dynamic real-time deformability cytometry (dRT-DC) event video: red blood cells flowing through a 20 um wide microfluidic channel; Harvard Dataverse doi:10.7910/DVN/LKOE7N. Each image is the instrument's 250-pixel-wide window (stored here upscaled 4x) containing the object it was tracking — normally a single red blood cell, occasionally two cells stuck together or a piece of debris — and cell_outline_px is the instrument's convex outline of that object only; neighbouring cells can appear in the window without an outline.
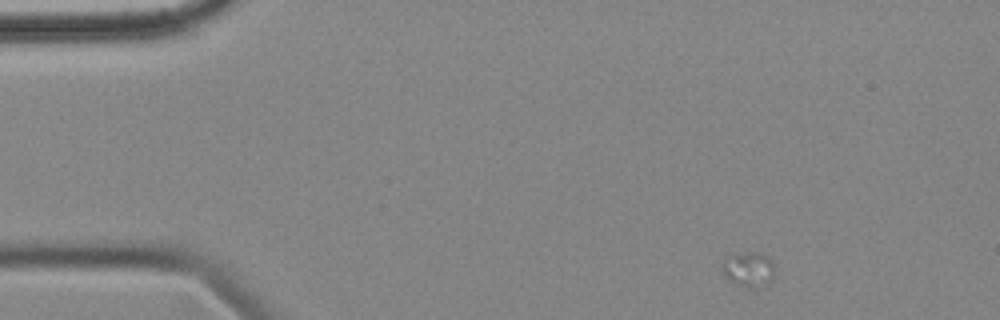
{"species": "common noctule bat (a hibernating species)", "species_latin": "Nyctalus noctula", "temperature_condition": "cold", "stored_images_in_passage": 9, "camera_frame_rate_fps": 3000, "um_per_image_px": 0.085, "animal": {"sex": "female", "body_mass_g": 18.4}, "frame": {"image": 1, "passage_image": 1, "time_ms": 0.0, "image_size_px": [1000, 320], "cell_outline_px": [[772, 280], [764, 288], [748, 288], [728, 280], [724, 276], [720, 268], [728, 252], [760, 252], [772, 260]], "centroid_in_image_um": [63.57, 22.88], "position_along_channel_um": 21.4, "area_um2": 11.16}}